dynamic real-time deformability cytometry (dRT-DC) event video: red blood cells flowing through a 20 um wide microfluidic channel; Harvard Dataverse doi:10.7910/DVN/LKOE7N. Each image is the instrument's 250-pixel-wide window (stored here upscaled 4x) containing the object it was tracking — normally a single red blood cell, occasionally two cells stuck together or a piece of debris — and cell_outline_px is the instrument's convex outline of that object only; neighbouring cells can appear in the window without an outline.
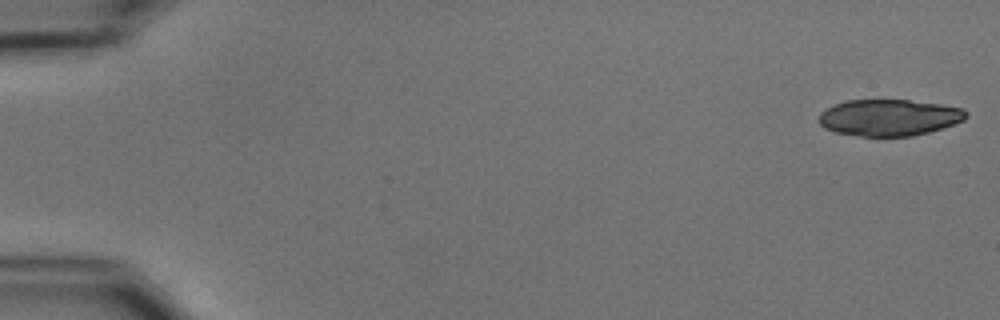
{"species": "common noctule bat (a hibernating species)", "species_latin": "Nyctalus noctula", "temperature_condition": "cold", "stored_images_in_passage": 38, "camera_frame_rate_fps": 3000, "um_per_image_px": 0.085, "animal": {"sex": "male", "body_mass_g": 15.6}, "frame": {"image": 1, "passage_image": 1, "time_ms": 0.0, "image_size_px": [1000, 320], "cell_outline_px": [[968, 116], [964, 120], [928, 132], [912, 136], [860, 136], [836, 132], [824, 128], [820, 124], [820, 112], [836, 104], [848, 100], [908, 100], [940, 104], [964, 108], [968, 112]], "centroid_in_image_um": [75.6, 9.99], "position_along_channel_um": 9.4, "area_um2": 31.1}}